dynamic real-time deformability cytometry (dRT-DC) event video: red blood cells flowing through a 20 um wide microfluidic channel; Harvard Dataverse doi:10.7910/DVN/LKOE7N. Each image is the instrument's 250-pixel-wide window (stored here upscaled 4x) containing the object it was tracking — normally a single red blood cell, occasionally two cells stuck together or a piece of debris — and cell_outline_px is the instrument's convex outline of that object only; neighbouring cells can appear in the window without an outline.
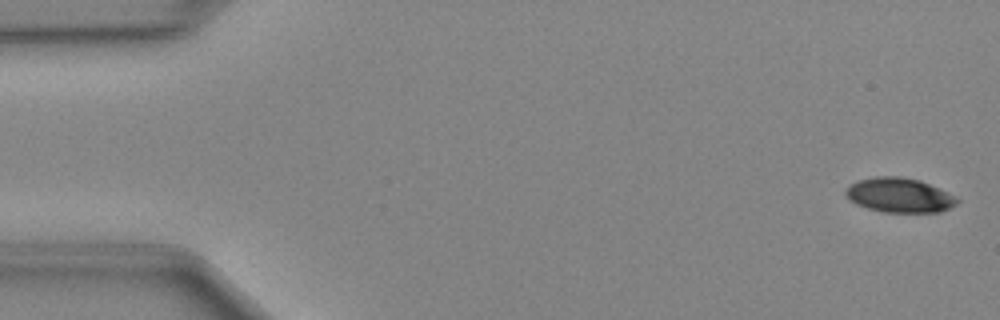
{"species": "Egyptian fruit bat (a non-hibernating species)", "species_latin": "Rousettus aegyptiacus", "temperature_condition": "cold", "stored_images_in_passage": 48, "camera_frame_rate_fps": 3000, "um_per_image_px": 0.085, "animal": {"sex": "female"}, "frame": {"image": 1, "passage_image": 1, "time_ms": 0.0, "image_size_px": [1000, 320], "cell_outline_px": [[960, 200], [956, 204], [940, 212], [884, 212], [868, 208], [856, 204], [848, 200], [844, 192], [848, 184], [856, 180], [876, 176], [900, 176], [920, 180], [948, 192], [956, 196]], "centroid_in_image_um": [76.41, 16.58], "position_along_channel_um": 8.6, "area_um2": 22.66}}
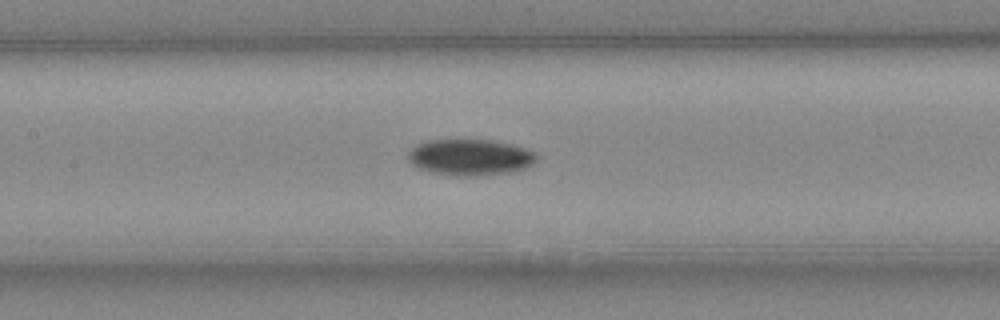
{"frame": {"image": 2, "passage_image": 22, "time_ms": 7.0, "image_size_px": [1000, 320], "cell_outline_px": [[536, 160], [532, 164], [524, 168], [512, 172], [480, 176], [460, 176], [432, 172], [416, 168], [408, 160], [408, 152], [412, 148], [428, 140], [496, 140], [512, 144], [536, 152]], "centroid_in_image_um": [39.97, 13.37], "position_along_channel_um": 167.4, "area_um2": 27.17}}
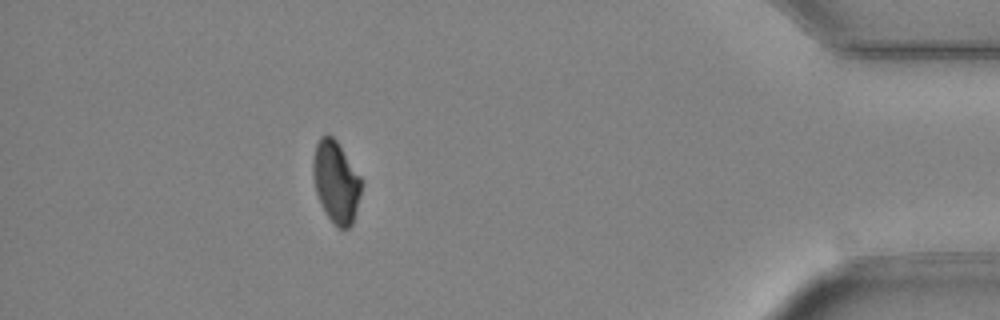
{"frame": {"image": 3, "passage_image": 43, "time_ms": 14.0, "image_size_px": [1000, 320], "cell_outline_px": [[364, 184], [352, 224], [348, 228], [336, 228], [328, 216], [316, 192], [312, 176], [312, 160], [316, 144], [320, 136], [328, 132], [336, 140], [364, 180]], "centroid_in_image_um": [28.58, 15.42], "position_along_channel_um": 406.6, "area_um2": 23.41}}